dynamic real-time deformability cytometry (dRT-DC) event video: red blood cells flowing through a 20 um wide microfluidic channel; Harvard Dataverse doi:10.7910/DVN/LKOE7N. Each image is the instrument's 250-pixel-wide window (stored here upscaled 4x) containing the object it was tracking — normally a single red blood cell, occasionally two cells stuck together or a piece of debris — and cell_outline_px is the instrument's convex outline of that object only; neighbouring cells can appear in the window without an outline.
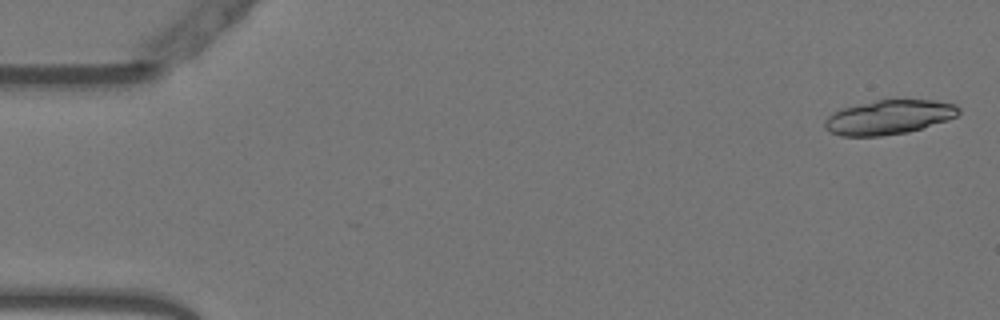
{"species": "Egyptian fruit bat (a non-hibernating species)", "species_latin": "Rousettus aegyptiacus", "temperature_condition": "warm", "stored_images_in_passage": 53, "segment_of_instrument_passage": [1, 2], "camera_frame_rate_fps": 3000, "um_per_image_px": 0.085, "animal": {"sex": "female"}, "frame": {"image": 1, "passage_image": 2, "time_ms": 0.333, "image_size_px": [1000, 320], "cell_outline_px": [[960, 112], [956, 116], [948, 120], [908, 132], [880, 136], [840, 136], [828, 132], [824, 128], [824, 120], [832, 112], [840, 108], [876, 100], [936, 100], [956, 104], [960, 108]], "centroid_in_image_um": [75.52, 9.96], "position_along_channel_um": 9.5, "area_um2": 27.05}}
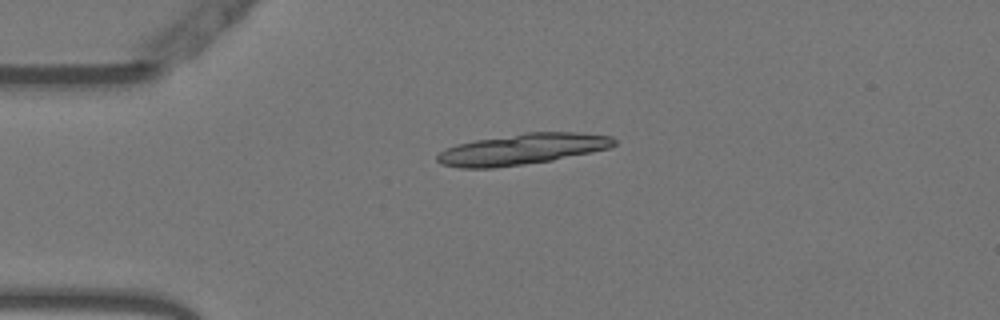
{"frame": {"image": 2, "passage_image": 13, "time_ms": 4.0, "image_size_px": [1000, 320], "cell_outline_px": [[616, 144], [608, 148], [592, 152], [552, 160], [524, 164], [492, 168], [460, 168], [440, 164], [436, 160], [436, 156], [440, 152], [448, 148], [460, 144], [476, 140], [528, 132], [576, 132], [612, 136], [616, 140]], "centroid_in_image_um": [44.41, 12.68], "position_along_channel_um": 40.6, "area_um2": 31.62}}